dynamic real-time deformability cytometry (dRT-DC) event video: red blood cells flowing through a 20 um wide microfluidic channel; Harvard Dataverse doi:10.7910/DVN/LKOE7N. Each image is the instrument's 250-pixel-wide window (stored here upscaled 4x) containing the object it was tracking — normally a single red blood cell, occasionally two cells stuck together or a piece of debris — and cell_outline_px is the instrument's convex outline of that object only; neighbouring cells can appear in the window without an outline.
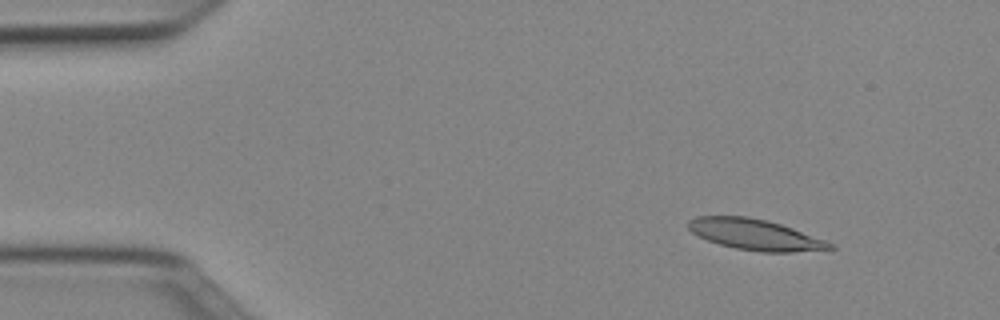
{"species": "Egyptian fruit bat (a non-hibernating species)", "species_latin": "Rousettus aegyptiacus", "temperature_condition": "cold", "stored_images_in_passage": 50, "camera_frame_rate_fps": 3000, "um_per_image_px": 0.085, "animal": {"sex": "female"}, "frame": {"image": 1, "passage_image": 5, "time_ms": 1.333, "image_size_px": [1000, 320], "cell_outline_px": [[836, 248], [832, 252], [760, 252], [736, 248], [720, 244], [708, 240], [692, 232], [688, 228], [688, 220], [696, 216], [748, 216], [768, 220], [792, 228], [824, 240], [832, 244]], "centroid_in_image_um": [64.27, 19.96], "position_along_channel_um": 20.7, "area_um2": 25.72}}
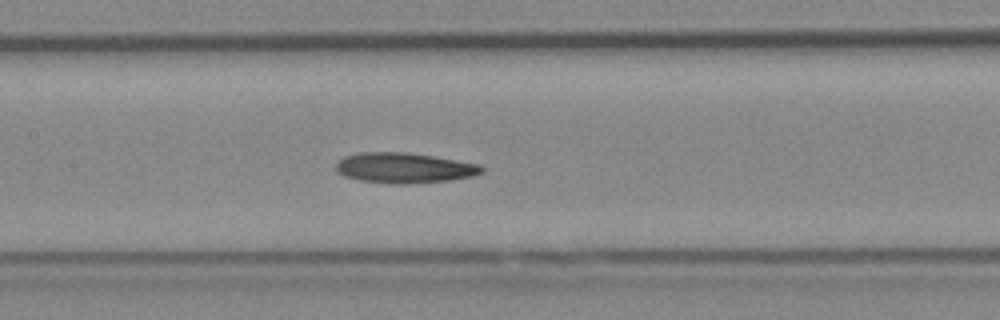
{"frame": {"image": 2, "passage_image": 23, "time_ms": 7.333, "image_size_px": [1000, 320], "cell_outline_px": [[484, 172], [472, 176], [448, 180], [408, 184], [388, 184], [360, 180], [344, 176], [336, 172], [336, 164], [344, 156], [360, 152], [408, 152], [480, 164], [484, 168]], "centroid_in_image_um": [34.34, 14.27], "position_along_channel_um": 173.1, "area_um2": 25.84}}
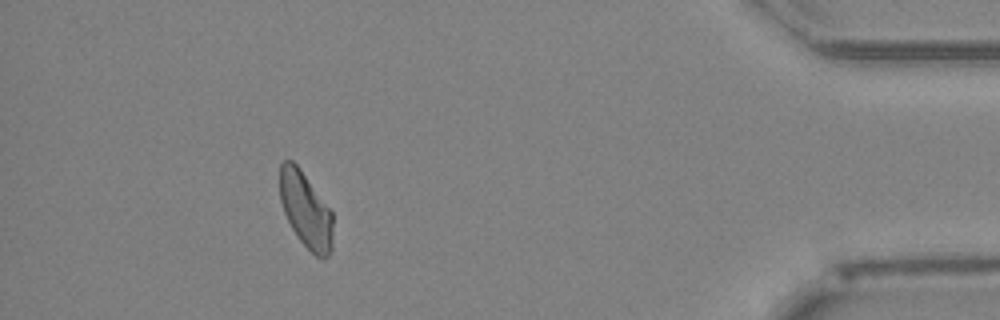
{"frame": {"image": 3, "passage_image": 45, "time_ms": 14.667, "image_size_px": [1000, 320], "cell_outline_px": [[332, 248], [328, 256], [316, 256], [300, 240], [292, 228], [284, 212], [280, 200], [280, 164], [284, 160], [292, 160], [300, 168], [332, 212]], "centroid_in_image_um": [25.98, 17.82], "position_along_channel_um": 409.2, "area_um2": 23.0}, "authors_computed_cell_mechanics": {"area_um2": 24.7673, "velocity_mm_per_s": 3.9628, "shape_relaxation_time_tau1_ms": 6.0673, "shape_relaxation_time_tau2_ms": null, "deformation_change_tau1": 0.1763, "deformation_change_tau2": null}}